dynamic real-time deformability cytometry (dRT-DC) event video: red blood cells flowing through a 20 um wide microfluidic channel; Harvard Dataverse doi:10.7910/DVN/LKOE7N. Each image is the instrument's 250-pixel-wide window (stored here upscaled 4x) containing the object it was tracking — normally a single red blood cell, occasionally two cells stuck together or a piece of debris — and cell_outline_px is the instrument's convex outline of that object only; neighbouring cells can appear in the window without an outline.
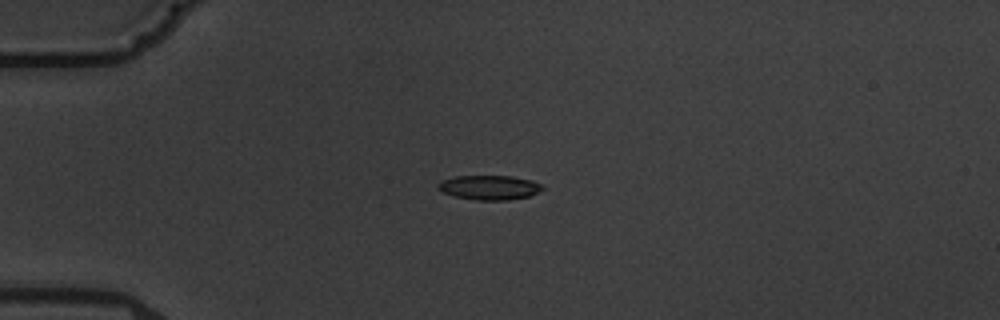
{"species": "common noctule bat (a hibernating species)", "species_latin": "Nyctalus noctula", "temperature_condition": "warm", "stored_images_in_passage": 4, "camera_frame_rate_fps": 3000, "um_per_image_px": 0.085, "animal": {"sex": "male", "body_mass_g": 19.5, "forearm_length_mm": 54.6}, "frame": {"image": 1, "passage_image": 3, "time_ms": 2.333, "image_size_px": [1000, 320], "cell_outline_px": [[544, 188], [540, 192], [528, 196], [508, 200], [476, 200], [456, 196], [440, 192], [436, 188], [436, 184], [440, 180], [456, 176], [512, 176], [532, 180], [544, 184]], "centroid_in_image_um": [41.59, 15.93], "position_along_channel_um": 43.4, "area_um2": 15.14}}